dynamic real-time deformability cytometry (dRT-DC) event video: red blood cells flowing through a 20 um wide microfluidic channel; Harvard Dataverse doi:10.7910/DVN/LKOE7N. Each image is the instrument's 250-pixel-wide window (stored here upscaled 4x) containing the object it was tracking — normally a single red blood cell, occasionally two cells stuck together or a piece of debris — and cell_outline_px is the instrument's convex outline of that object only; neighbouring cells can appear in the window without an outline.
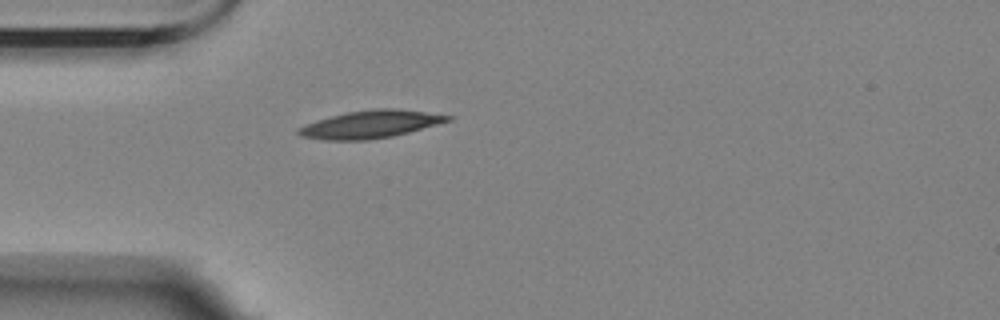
{"species": "Egyptian fruit bat (a non-hibernating species)", "species_latin": "Rousettus aegyptiacus", "temperature_condition": "room temperature", "stored_images_in_passage": 4, "camera_frame_rate_fps": 3000, "um_per_image_px": 0.085, "animal": {"sex": "female"}, "frame": {"image": 1, "passage_image": 4, "time_ms": 4.0, "image_size_px": [1000, 320], "cell_outline_px": [[452, 120], [408, 132], [392, 136], [368, 140], [324, 140], [300, 136], [296, 132], [296, 128], [316, 120], [348, 112], [376, 108], [396, 108], [452, 116]], "centroid_in_image_um": [31.45, 10.57], "position_along_channel_um": 53.6, "area_um2": 23.87}}